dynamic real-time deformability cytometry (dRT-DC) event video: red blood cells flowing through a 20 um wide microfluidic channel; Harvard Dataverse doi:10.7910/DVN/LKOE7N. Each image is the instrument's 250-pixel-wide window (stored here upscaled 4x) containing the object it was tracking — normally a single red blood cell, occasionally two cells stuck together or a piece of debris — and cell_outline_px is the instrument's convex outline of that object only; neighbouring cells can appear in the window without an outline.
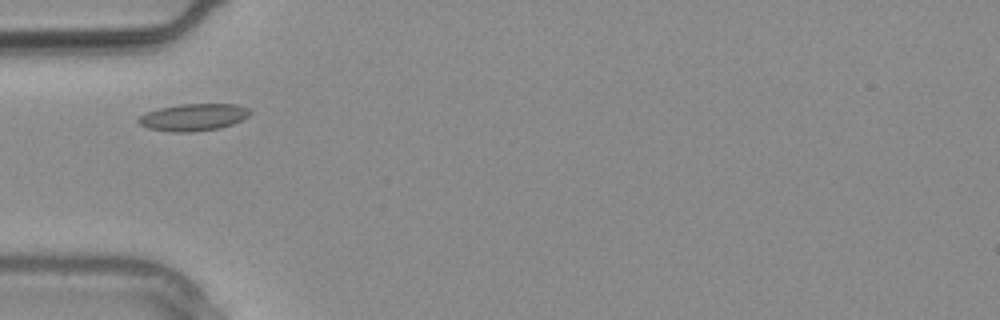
{"species": "common noctule bat (a hibernating species)", "species_latin": "Nyctalus noctula", "temperature_condition": "warm", "stored_images_in_passage": 13, "camera_frame_rate_fps": 3000, "um_per_image_px": 0.085, "animal": {"sex": "male", "body_mass_g": 20.4}, "frame": {"image": 1, "passage_image": 1, "time_ms": 0.0, "image_size_px": [1000, 320], "cell_outline_px": [[252, 112], [248, 116], [232, 124], [220, 128], [188, 132], [172, 132], [148, 128], [140, 124], [136, 120], [144, 112], [160, 108], [180, 104], [236, 104], [248, 108]], "centroid_in_image_um": [16.42, 9.96], "position_along_channel_um": 68.6, "area_um2": 17.57}}